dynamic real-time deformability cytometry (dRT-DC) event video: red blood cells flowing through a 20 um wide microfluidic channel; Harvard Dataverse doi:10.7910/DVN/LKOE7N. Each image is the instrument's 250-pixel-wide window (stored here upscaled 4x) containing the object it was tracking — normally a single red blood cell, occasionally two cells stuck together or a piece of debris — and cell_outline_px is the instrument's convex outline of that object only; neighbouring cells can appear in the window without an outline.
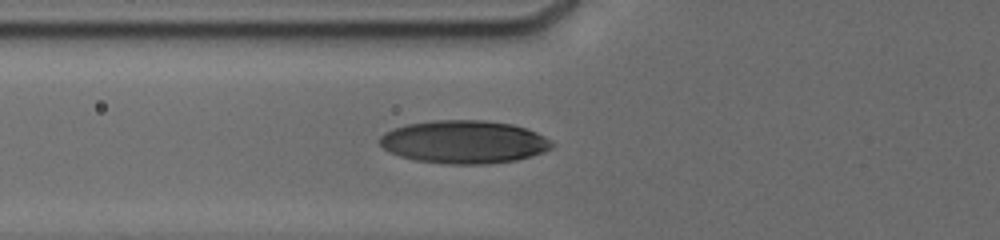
{"species": "human", "species_latin": "Homo sapiens", "temperature_condition": "cold", "stored_images_in_passage": 32, "camera_frame_rate_fps": 3000, "um_per_image_px": 0.085, "donor": {"sex": "male"}, "frame": {"image": 1, "passage_image": 2, "time_ms": 0.333, "image_size_px": [1000, 240], "cell_outline_px": [[552, 148], [544, 152], [532, 156], [516, 160], [488, 164], [448, 164], [416, 160], [400, 156], [388, 152], [376, 140], [384, 132], [392, 128], [408, 124], [436, 120], [484, 120], [512, 124], [536, 132], [544, 136], [552, 144]], "centroid_in_image_um": [39.4, 12.06], "position_along_channel_um": 86.4, "area_um2": 43.23}}
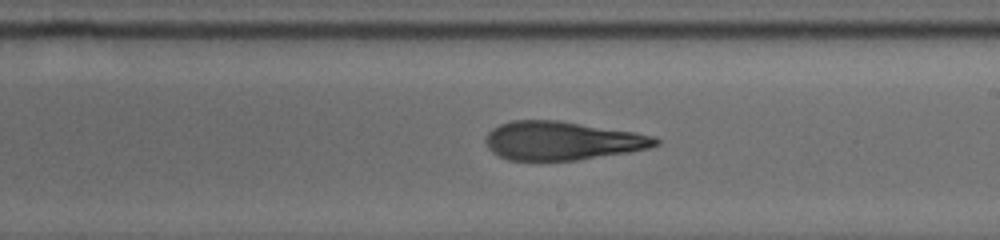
{"frame": {"image": 2, "passage_image": 18, "time_ms": 3.0, "image_size_px": [1000, 240], "cell_outline_px": [[660, 144], [648, 148], [628, 152], [576, 160], [508, 160], [492, 152], [488, 148], [484, 140], [488, 132], [492, 128], [500, 124], [512, 120], [556, 120], [636, 132], [652, 136], [660, 140]], "centroid_in_image_um": [47.75, 11.96], "position_along_channel_um": 241.2, "area_um2": 38.09}}
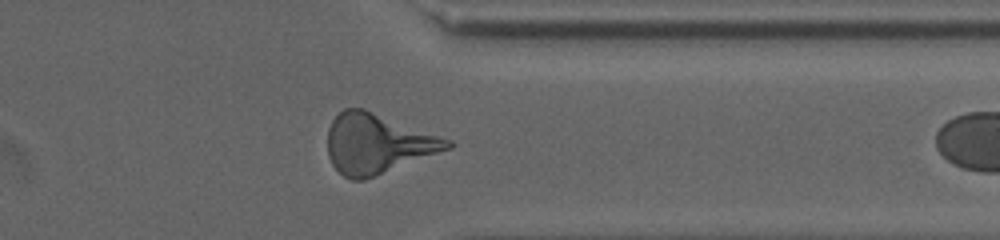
{"frame": {"image": 3, "passage_image": 31, "time_ms": 6.667, "image_size_px": [1000, 240], "cell_outline_px": [[456, 144], [452, 148], [364, 180], [352, 180], [344, 176], [332, 164], [328, 156], [328, 128], [332, 120], [344, 108], [364, 108], [452, 140]], "centroid_in_image_um": [32.1, 12.21], "position_along_channel_um": 379.3, "area_um2": 41.73}}